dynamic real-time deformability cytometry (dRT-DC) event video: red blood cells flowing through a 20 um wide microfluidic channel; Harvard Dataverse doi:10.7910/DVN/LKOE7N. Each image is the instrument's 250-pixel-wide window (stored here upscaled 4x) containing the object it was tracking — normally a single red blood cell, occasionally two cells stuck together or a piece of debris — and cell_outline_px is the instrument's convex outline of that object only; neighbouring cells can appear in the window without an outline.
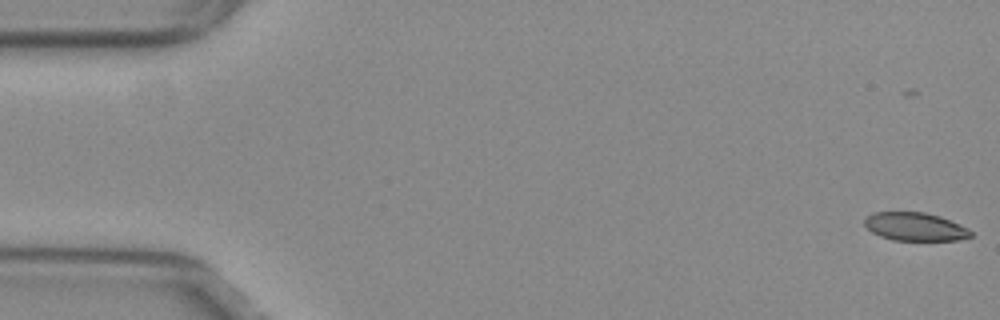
{"species": "common noctule bat (a hibernating species)", "species_latin": "Nyctalus noctula", "temperature_condition": "warm", "stored_images_in_passage": 16, "camera_frame_rate_fps": 3000, "um_per_image_px": 0.085, "animal": {"sex": "female", "body_mass_g": 29.2, "forearm_length_mm": 56.3}, "frame": {"image": 1, "passage_image": 1, "time_ms": 0.0, "image_size_px": [1000, 320], "cell_outline_px": [[972, 236], [960, 240], [892, 240], [880, 236], [872, 232], [864, 224], [864, 220], [872, 212], [924, 212], [940, 216], [960, 224], [968, 228], [972, 232]], "centroid_in_image_um": [77.79, 19.27], "position_along_channel_um": 7.2, "area_um2": 17.51}}
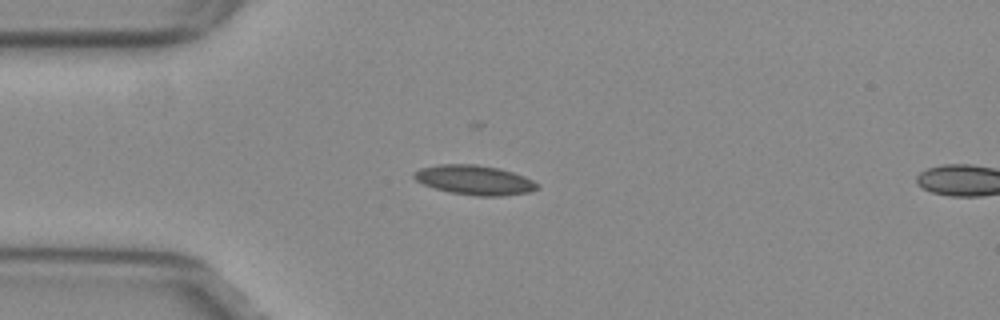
{"frame": {"image": 2, "passage_image": 14, "time_ms": 4.333, "image_size_px": [1000, 320], "cell_outline_px": [[540, 188], [532, 192], [500, 196], [476, 196], [448, 192], [424, 184], [416, 180], [412, 176], [412, 172], [420, 168], [440, 164], [476, 164], [500, 168], [524, 176], [540, 184]], "centroid_in_image_um": [40.36, 15.3], "position_along_channel_um": 44.6, "area_um2": 21.44}}